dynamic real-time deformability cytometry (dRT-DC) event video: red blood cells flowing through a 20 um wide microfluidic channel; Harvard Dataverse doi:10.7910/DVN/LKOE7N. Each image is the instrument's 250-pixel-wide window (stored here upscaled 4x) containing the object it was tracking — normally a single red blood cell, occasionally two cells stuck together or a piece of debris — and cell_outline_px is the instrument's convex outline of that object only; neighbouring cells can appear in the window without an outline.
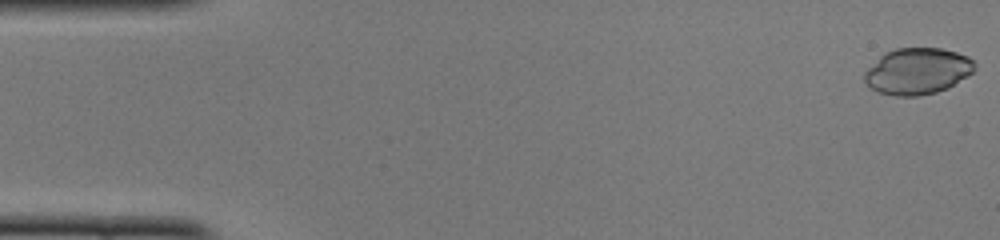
{"species": "common noctule bat (a hibernating species)", "species_latin": "Nyctalus noctula", "temperature_condition": "cold", "stored_images_in_passage": 48, "camera_frame_rate_fps": 3000, "um_per_image_px": 0.085, "animal": {"sex": "female", "body_mass_g": 22.0, "forearm_length_mm": 56.7}, "frame": {"image": 1, "passage_image": 1, "time_ms": 0.0, "image_size_px": [1000, 240], "cell_outline_px": [[976, 68], [968, 76], [948, 88], [936, 92], [920, 96], [896, 96], [880, 92], [872, 88], [864, 80], [864, 72], [884, 52], [896, 48], [940, 48], [956, 52], [968, 56], [976, 64]], "centroid_in_image_um": [78.0, 6.04], "position_along_channel_um": 7.0, "area_um2": 29.77}}